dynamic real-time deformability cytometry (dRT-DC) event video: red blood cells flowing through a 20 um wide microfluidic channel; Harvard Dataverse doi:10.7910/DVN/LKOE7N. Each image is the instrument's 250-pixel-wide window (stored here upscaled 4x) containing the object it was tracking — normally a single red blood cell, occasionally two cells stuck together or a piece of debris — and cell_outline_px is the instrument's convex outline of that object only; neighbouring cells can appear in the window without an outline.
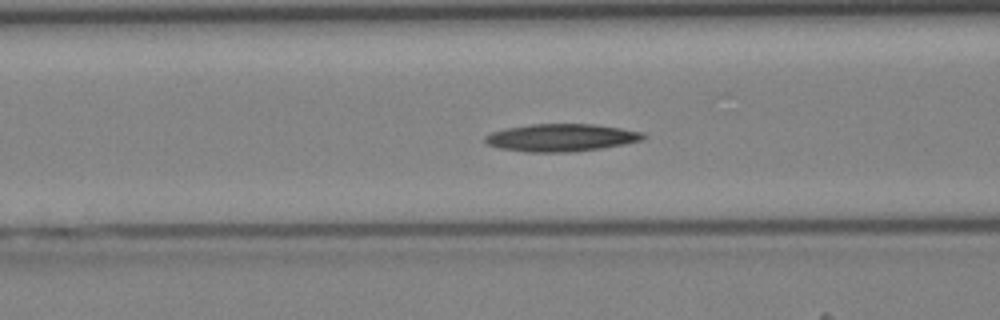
{"species": "Egyptian fruit bat (a non-hibernating species)", "species_latin": "Rousettus aegyptiacus", "temperature_condition": "cold", "stored_images_in_passage": 41, "segment_of_instrument_passage": [1, 2], "camera_frame_rate_fps": 3000, "um_per_image_px": 0.085, "animal": {"sex": "female"}, "frame": {"image": 1, "passage_image": 15, "time_ms": 4.667, "image_size_px": [1000, 320], "cell_outline_px": [[648, 136], [640, 140], [624, 144], [600, 148], [572, 152], [524, 152], [500, 148], [488, 144], [484, 140], [484, 136], [492, 132], [508, 128], [532, 124], [592, 124], [620, 128], [644, 132]], "centroid_in_image_um": [47.7, 11.7], "position_along_channel_um": 118.9, "area_um2": 25.26}}
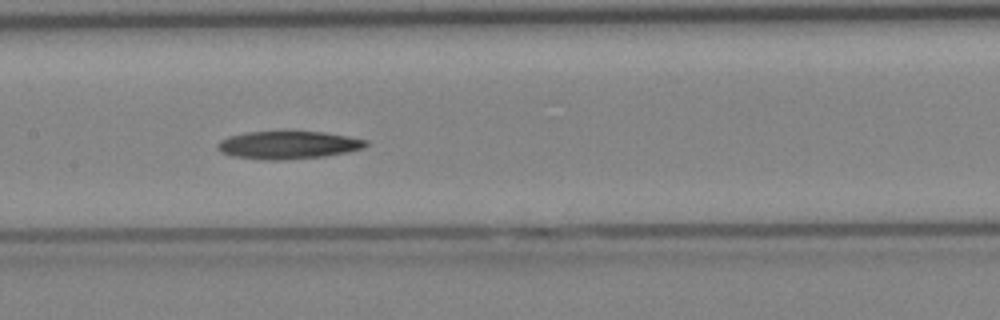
{"frame": {"image": 2, "passage_image": 19, "time_ms": 6.0, "image_size_px": [1000, 320], "cell_outline_px": [[368, 144], [364, 148], [348, 152], [324, 156], [284, 160], [260, 160], [232, 156], [220, 152], [216, 148], [216, 144], [220, 140], [228, 136], [244, 132], [324, 132], [348, 136], [368, 140]], "centroid_in_image_um": [24.46, 12.33], "position_along_channel_um": 182.9, "area_um2": 24.28}}
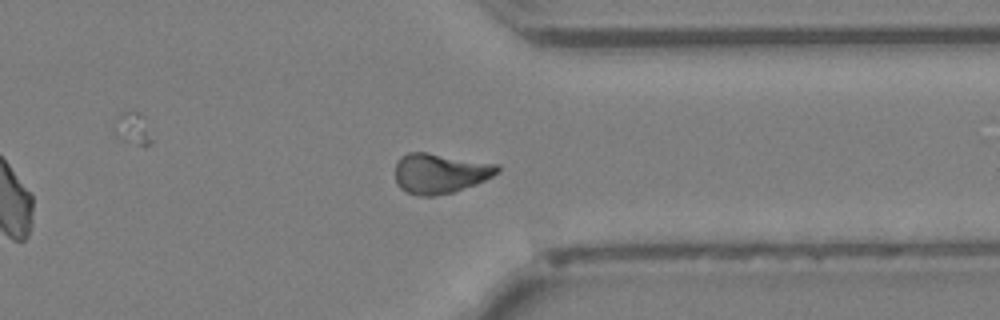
{"frame": {"image": 3, "passage_image": 31, "time_ms": 10.0, "image_size_px": [1000, 320], "cell_outline_px": [[500, 172], [476, 184], [452, 192], [432, 196], [420, 196], [408, 192], [400, 188], [396, 180], [396, 160], [400, 156], [408, 152], [428, 152], [500, 164]], "centroid_in_image_um": [37.42, 14.71], "position_along_channel_um": 374.0, "area_um2": 23.99}}